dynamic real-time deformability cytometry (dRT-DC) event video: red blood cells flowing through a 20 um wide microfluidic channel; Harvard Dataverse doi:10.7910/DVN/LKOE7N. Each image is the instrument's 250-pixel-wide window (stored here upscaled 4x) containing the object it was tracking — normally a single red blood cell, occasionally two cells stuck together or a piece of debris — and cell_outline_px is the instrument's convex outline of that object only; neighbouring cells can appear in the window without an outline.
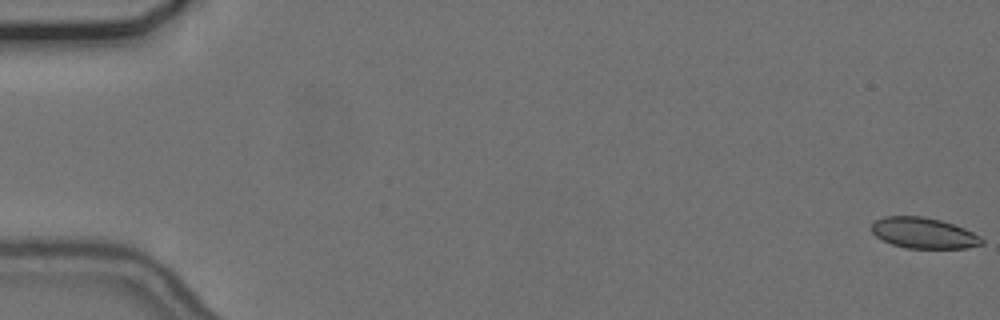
{"species": "common noctule bat (a hibernating species)", "species_latin": "Nyctalus noctula", "temperature_condition": "cold", "stored_images_in_passage": 31, "camera_frame_rate_fps": 3000, "um_per_image_px": 0.085, "animal": {"sex": "female", "body_mass_g": 24.6, "forearm_length_mm": 56.2}, "frame": {"image": 1, "passage_image": 1, "time_ms": 0.0, "image_size_px": [1000, 320], "cell_outline_px": [[984, 244], [968, 248], [908, 248], [892, 244], [876, 236], [872, 232], [872, 224], [876, 220], [884, 216], [924, 216], [940, 220], [964, 228], [980, 236], [984, 240]], "centroid_in_image_um": [78.53, 19.81], "position_along_channel_um": 6.5, "area_um2": 19.71}}
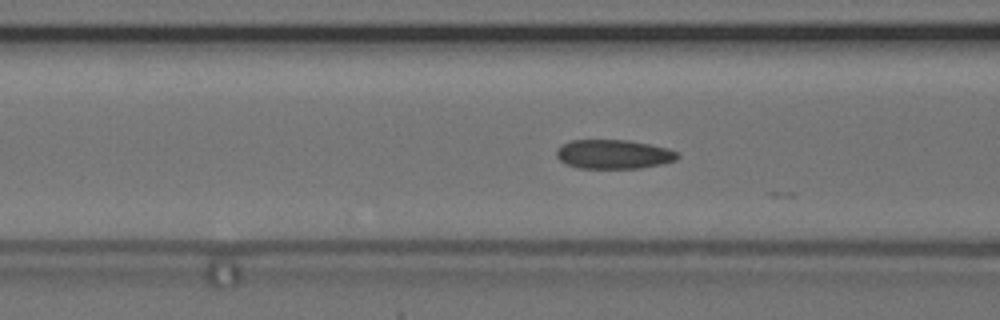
{"frame": {"image": 2, "passage_image": 23, "time_ms": 7.333, "image_size_px": [1000, 320], "cell_outline_px": [[680, 156], [676, 160], [664, 164], [640, 168], [580, 168], [564, 164], [556, 156], [556, 148], [572, 140], [628, 140], [668, 148], [680, 152]], "centroid_in_image_um": [52.18, 13.11], "position_along_channel_um": 114.4, "area_um2": 20.75}}
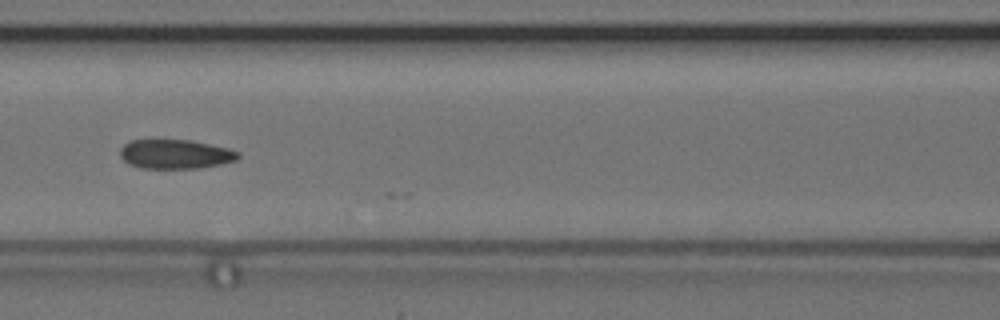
{"frame": {"image": 3, "passage_image": 26, "time_ms": 8.333, "image_size_px": [1000, 320], "cell_outline_px": [[240, 156], [236, 160], [220, 164], [200, 168], [140, 168], [128, 164], [120, 156], [120, 148], [124, 144], [132, 140], [152, 136], [192, 140], [228, 148], [240, 152]], "centroid_in_image_um": [14.84, 13.05], "position_along_channel_um": 151.8, "area_um2": 21.04}}